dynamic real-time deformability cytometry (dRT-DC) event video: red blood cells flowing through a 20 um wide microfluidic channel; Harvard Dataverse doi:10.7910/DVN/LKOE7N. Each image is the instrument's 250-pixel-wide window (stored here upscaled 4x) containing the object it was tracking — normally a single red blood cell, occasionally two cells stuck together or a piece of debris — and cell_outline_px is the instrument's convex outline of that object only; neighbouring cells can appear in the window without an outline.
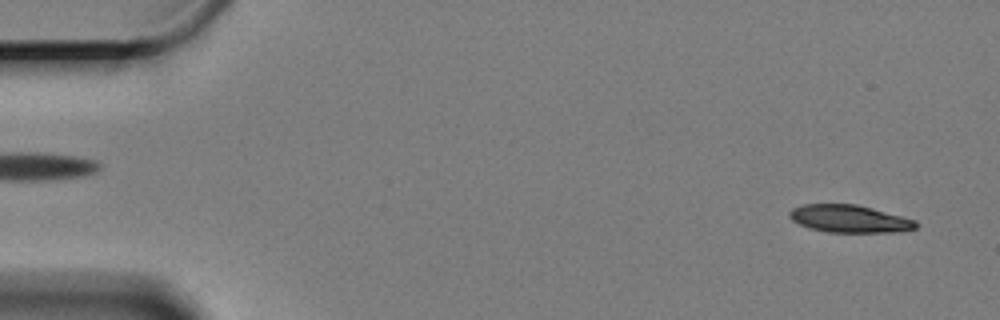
{"species": "Egyptian fruit bat (a non-hibernating species)", "species_latin": "Rousettus aegyptiacus", "temperature_condition": "cold", "stored_images_in_passage": 60, "camera_frame_rate_fps": 3000, "um_per_image_px": 0.085, "animal": {"sex": "female"}, "frame": {"image": 1, "passage_image": 3, "time_ms": 0.667, "image_size_px": [1000, 320], "cell_outline_px": [[916, 228], [900, 232], [828, 232], [808, 228], [792, 220], [788, 216], [788, 212], [792, 208], [804, 204], [856, 204], [872, 208], [916, 220]], "centroid_in_image_um": [72.17, 18.59], "position_along_channel_um": 12.8, "area_um2": 20.29}}
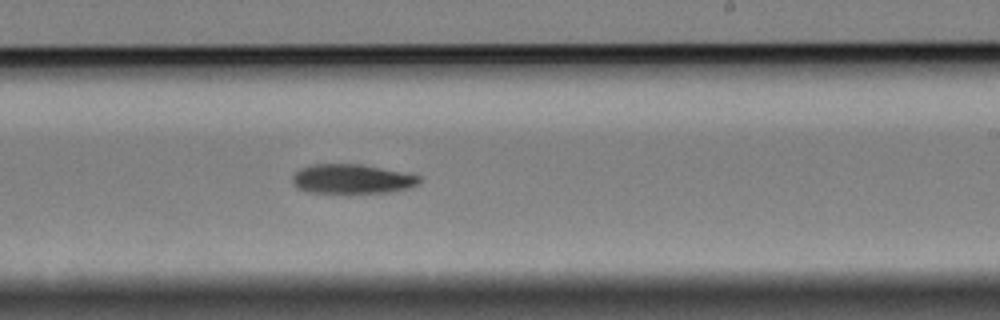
{"frame": {"image": 2, "passage_image": 36, "time_ms": 11.667, "image_size_px": [1000, 320], "cell_outline_px": [[420, 180], [416, 184], [408, 188], [388, 192], [308, 192], [296, 188], [292, 184], [292, 176], [300, 168], [312, 164], [360, 164], [420, 176]], "centroid_in_image_um": [29.83, 15.2], "position_along_channel_um": 259.2, "area_um2": 21.39}}
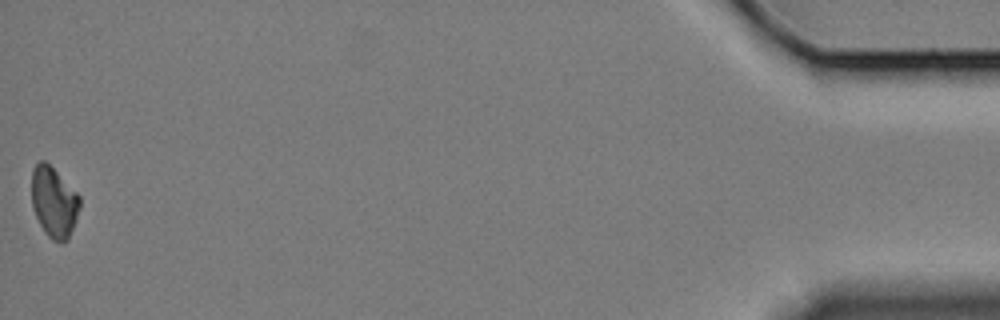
{"frame": {"image": 3, "passage_image": 60, "time_ms": 19.667, "image_size_px": [1000, 320], "cell_outline_px": [[80, 208], [76, 220], [68, 240], [64, 244], [60, 244], [52, 240], [44, 232], [32, 208], [32, 168], [40, 160], [44, 160], [80, 196]], "centroid_in_image_um": [4.58, 17.23], "position_along_channel_um": 430.6, "area_um2": 19.83}, "authors_computed_cell_mechanics": {"area_um2": 21.9062, "velocity_mm_per_s": 3.2912, "shape_relaxation_time_tau1_ms": 2.0863, "shape_relaxation_time_tau2_ms": null, "deformation_change_tau1": 0.0991, "deformation_change_tau2": null}}